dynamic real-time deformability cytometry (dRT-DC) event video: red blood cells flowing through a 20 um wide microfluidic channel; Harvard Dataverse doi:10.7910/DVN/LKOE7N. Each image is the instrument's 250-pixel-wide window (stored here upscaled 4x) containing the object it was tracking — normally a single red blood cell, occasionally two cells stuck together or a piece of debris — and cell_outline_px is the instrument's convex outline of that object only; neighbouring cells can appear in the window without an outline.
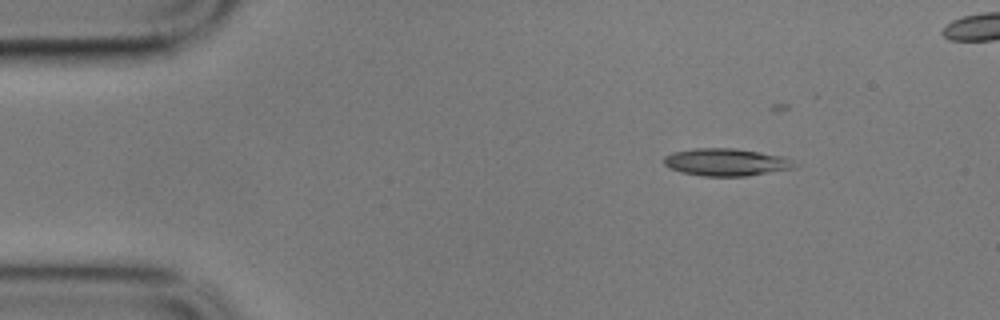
{"species": "common noctule bat (a hibernating species)", "species_latin": "Nyctalus noctula", "temperature_condition": "cold", "stored_images_in_passage": 5, "segment_of_instrument_passage": [2, 2], "camera_frame_rate_fps": 3000, "um_per_image_px": 0.085, "animal": {"sex": "male", "body_mass_g": 17.9}, "frame": {"image": 1, "passage_image": 5, "time_ms": 1.333, "image_size_px": [1000, 320], "cell_outline_px": [[800, 164], [796, 168], [748, 176], [704, 176], [680, 172], [668, 168], [664, 164], [664, 156], [672, 152], [696, 148], [732, 148], [760, 152], [784, 156]], "centroid_in_image_um": [61.76, 13.79], "position_along_channel_um": 23.2, "area_um2": 21.15}}